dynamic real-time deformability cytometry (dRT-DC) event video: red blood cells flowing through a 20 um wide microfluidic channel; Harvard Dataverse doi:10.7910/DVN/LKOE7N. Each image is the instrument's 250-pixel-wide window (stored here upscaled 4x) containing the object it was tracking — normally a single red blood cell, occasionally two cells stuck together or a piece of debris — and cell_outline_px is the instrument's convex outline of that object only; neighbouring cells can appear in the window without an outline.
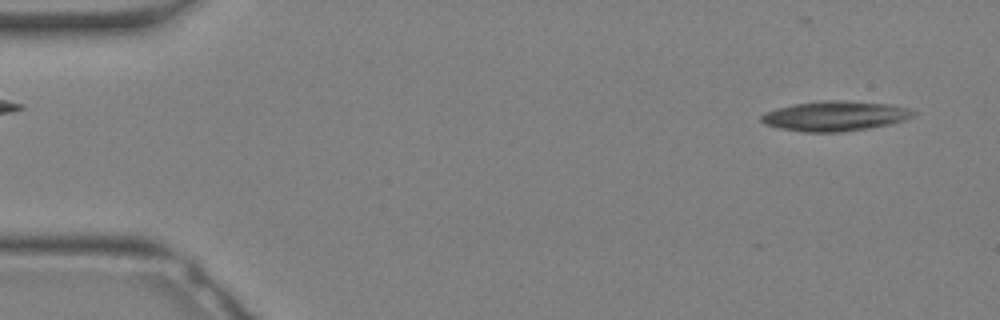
{"species": "Egyptian fruit bat (a non-hibernating species)", "species_latin": "Rousettus aegyptiacus", "temperature_condition": "warm", "stored_images_in_passage": 9, "camera_frame_rate_fps": 3000, "um_per_image_px": 0.085, "animal": {"sex": "female"}, "frame": {"image": 1, "passage_image": 1, "time_ms": 0.0, "image_size_px": [1000, 320], "cell_outline_px": [[916, 112], [912, 116], [904, 120], [892, 124], [868, 128], [840, 132], [804, 132], [780, 128], [764, 124], [760, 120], [760, 116], [764, 112], [776, 108], [792, 104], [820, 100], [844, 100], [892, 104], [908, 108]], "centroid_in_image_um": [70.96, 9.85], "position_along_channel_um": 14.0, "area_um2": 26.76}}
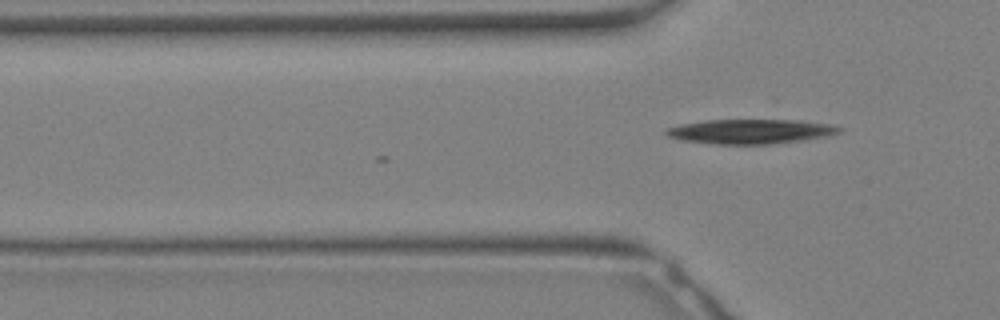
{"frame": {"image": 2, "passage_image": 9, "time_ms": 2.667, "image_size_px": [1000, 320], "cell_outline_px": [[844, 128], [840, 132], [824, 136], [804, 140], [772, 144], [716, 144], [684, 140], [668, 136], [664, 132], [668, 128], [680, 124], [704, 120], [796, 120], [832, 124]], "centroid_in_image_um": [63.82, 11.17], "position_along_channel_um": 62.0, "area_um2": 24.68}}